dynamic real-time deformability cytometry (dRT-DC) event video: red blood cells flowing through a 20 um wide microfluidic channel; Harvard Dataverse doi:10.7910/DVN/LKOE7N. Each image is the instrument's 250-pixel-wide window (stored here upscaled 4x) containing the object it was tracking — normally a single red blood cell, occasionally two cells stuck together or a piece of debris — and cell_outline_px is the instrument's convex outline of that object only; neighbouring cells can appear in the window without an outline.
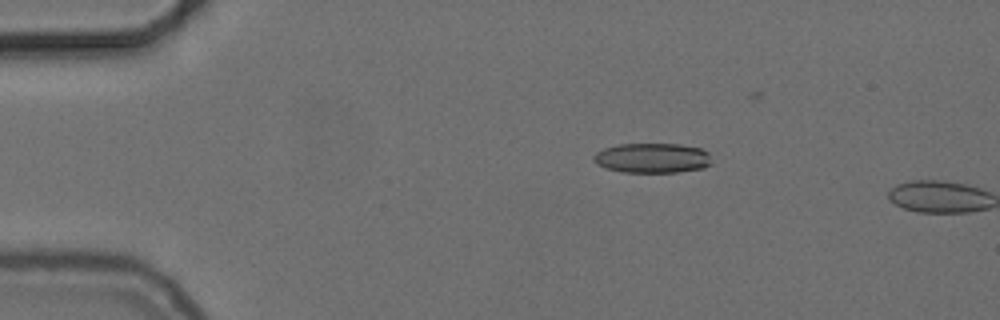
{"species": "common noctule bat (a hibernating species)", "species_latin": "Nyctalus noctula", "temperature_condition": "cold", "stored_images_in_passage": 11, "camera_frame_rate_fps": 3000, "um_per_image_px": 0.085, "animal": {"sex": "female", "body_mass_g": 24.6, "forearm_length_mm": 56.2}, "frame": {"image": 1, "passage_image": 10, "time_ms": 3.0, "image_size_px": [1000, 320], "cell_outline_px": [[712, 164], [704, 168], [676, 172], [620, 172], [604, 168], [596, 164], [592, 160], [592, 156], [596, 152], [604, 148], [620, 144], [680, 144], [700, 148], [708, 152], [712, 160]], "centroid_in_image_um": [55.43, 13.44], "position_along_channel_um": 29.6, "area_um2": 20.81}}